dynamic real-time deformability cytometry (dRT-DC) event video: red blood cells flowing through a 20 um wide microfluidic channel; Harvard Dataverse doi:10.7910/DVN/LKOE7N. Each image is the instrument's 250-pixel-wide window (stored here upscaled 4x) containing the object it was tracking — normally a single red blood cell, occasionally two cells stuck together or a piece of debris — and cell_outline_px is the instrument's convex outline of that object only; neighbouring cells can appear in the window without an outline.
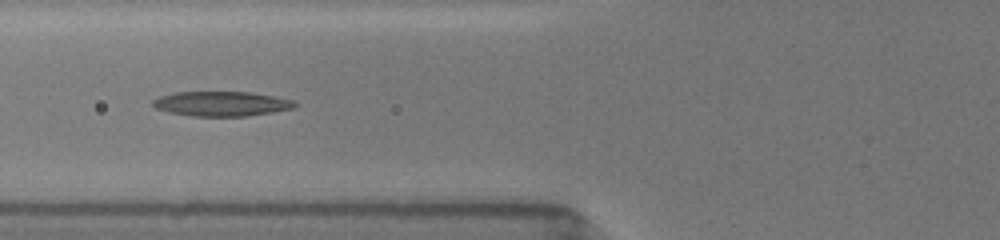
{"species": "common noctule bat (a hibernating species)", "species_latin": "Nyctalus noctula", "temperature_condition": "room temperature", "stored_images_in_passage": 12, "camera_frame_rate_fps": 3000, "um_per_image_px": 0.085, "animal": {"sex": "female", "body_mass_g": 19.5, "forearm_length_mm": 54.1}, "frame": {"image": 1, "passage_image": 4, "time_ms": 1.333, "image_size_px": [1000, 240], "cell_outline_px": [[296, 104], [292, 108], [272, 112], [244, 116], [192, 116], [168, 112], [156, 108], [152, 104], [152, 100], [160, 96], [176, 92], [252, 92], [276, 96], [292, 100]], "centroid_in_image_um": [18.8, 8.81], "position_along_channel_um": 107.0, "area_um2": 20.35}}
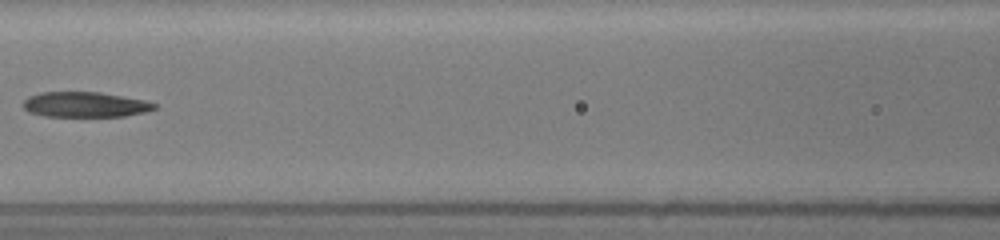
{"frame": {"image": 2, "passage_image": 6, "time_ms": 2.667, "image_size_px": [1000, 240], "cell_outline_px": [[156, 108], [144, 112], [124, 116], [44, 116], [28, 112], [24, 108], [24, 100], [28, 96], [40, 92], [100, 92], [144, 100], [156, 104]], "centroid_in_image_um": [7.2, 8.88], "position_along_channel_um": 159.4, "area_um2": 19.19}}